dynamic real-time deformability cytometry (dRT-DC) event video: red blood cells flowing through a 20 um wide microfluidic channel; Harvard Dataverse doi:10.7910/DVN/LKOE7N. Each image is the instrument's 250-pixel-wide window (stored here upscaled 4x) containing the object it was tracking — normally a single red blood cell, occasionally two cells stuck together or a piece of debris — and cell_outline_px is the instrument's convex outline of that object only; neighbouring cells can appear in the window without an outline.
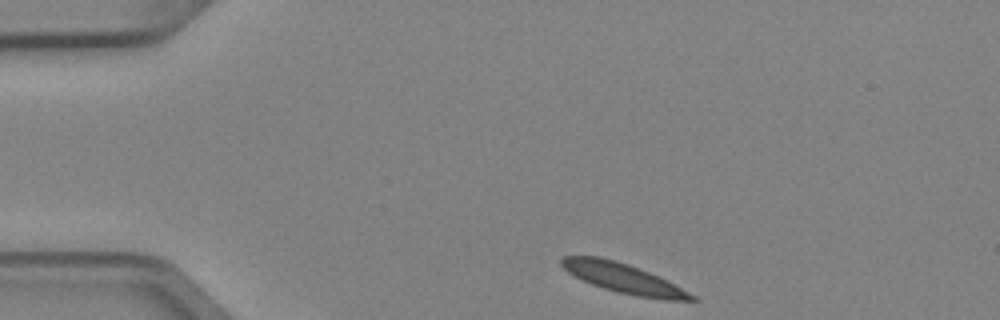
{"species": "Egyptian fruit bat (a non-hibernating species)", "species_latin": "Rousettus aegyptiacus", "temperature_condition": "cold", "stored_images_in_passage": 4, "camera_frame_rate_fps": 3000, "um_per_image_px": 0.085, "animal": {"sex": "female"}, "frame": {"image": 1, "passage_image": 1, "time_ms": 0.0, "image_size_px": [1000, 320], "cell_outline_px": [[700, 300], [668, 300], [636, 296], [616, 292], [592, 284], [568, 272], [560, 264], [560, 260], [564, 256], [600, 256], [616, 260], [628, 264], [648, 272], [696, 296]], "centroid_in_image_um": [52.94, 23.64], "position_along_channel_um": 32.1, "area_um2": 21.96}}
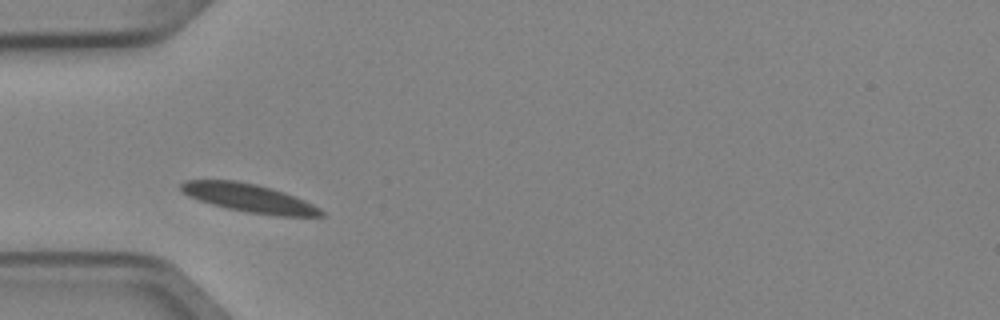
{"frame": {"image": 2, "passage_image": 3, "time_ms": 0.667, "image_size_px": [1000, 320], "cell_outline_px": [[324, 216], [280, 216], [248, 212], [228, 208], [212, 204], [188, 196], [180, 188], [180, 184], [184, 180], [236, 180], [256, 184], [272, 188], [284, 192], [304, 200], [320, 208], [324, 212]], "centroid_in_image_um": [21.18, 16.82], "position_along_channel_um": 63.8, "area_um2": 22.95}}
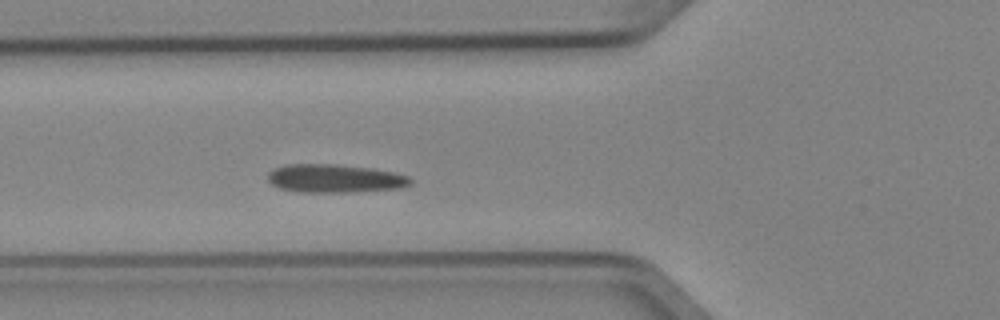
{"frame": {"image": 3, "passage_image": 4, "time_ms": 1.0, "image_size_px": [1000, 320], "cell_outline_px": [[412, 184], [404, 188], [352, 192], [300, 192], [280, 188], [272, 184], [268, 180], [268, 172], [272, 168], [288, 164], [336, 164], [372, 168], [392, 172], [408, 176], [412, 180]], "centroid_in_image_um": [28.47, 15.17], "position_along_channel_um": 97.3, "area_um2": 23.76}}